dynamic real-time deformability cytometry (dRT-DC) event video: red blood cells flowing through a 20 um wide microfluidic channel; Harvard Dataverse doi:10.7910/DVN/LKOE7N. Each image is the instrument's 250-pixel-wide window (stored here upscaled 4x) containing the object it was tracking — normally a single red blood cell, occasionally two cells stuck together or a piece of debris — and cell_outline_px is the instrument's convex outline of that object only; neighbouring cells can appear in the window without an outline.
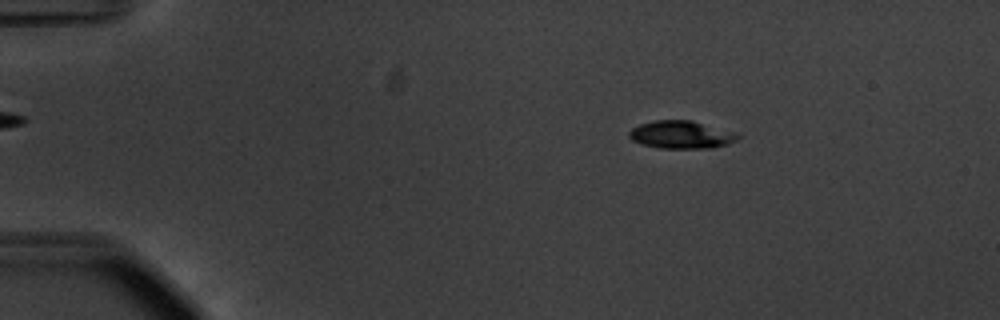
{"species": "common noctule bat (a hibernating species)", "species_latin": "Nyctalus noctula", "temperature_condition": "warm", "stored_images_in_passage": 55, "camera_frame_rate_fps": 3000, "um_per_image_px": 0.085, "animal": {"sex": "male", "body_mass_g": 20.1, "forearm_length_mm": 53.5}, "frame": {"image": 1, "passage_image": 9, "time_ms": 2.667, "image_size_px": [1000, 320], "cell_outline_px": [[740, 136], [736, 140], [728, 144], [712, 148], [660, 148], [644, 144], [632, 140], [628, 136], [628, 132], [632, 128], [640, 124], [652, 120], [692, 120], [736, 132]], "centroid_in_image_um": [57.91, 11.44], "position_along_channel_um": 27.1, "area_um2": 17.63}}
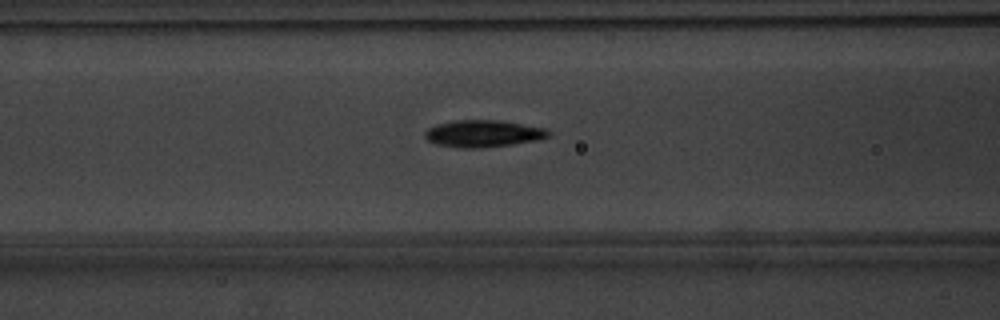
{"frame": {"image": 2, "passage_image": 23, "time_ms": 7.333, "image_size_px": [1000, 320], "cell_outline_px": [[552, 132], [548, 136], [536, 140], [512, 144], [476, 148], [464, 148], [436, 144], [428, 140], [424, 136], [424, 132], [428, 128], [436, 124], [456, 120], [496, 120], [548, 128]], "centroid_in_image_um": [41.07, 11.34], "position_along_channel_um": 125.5, "area_um2": 19.31}}
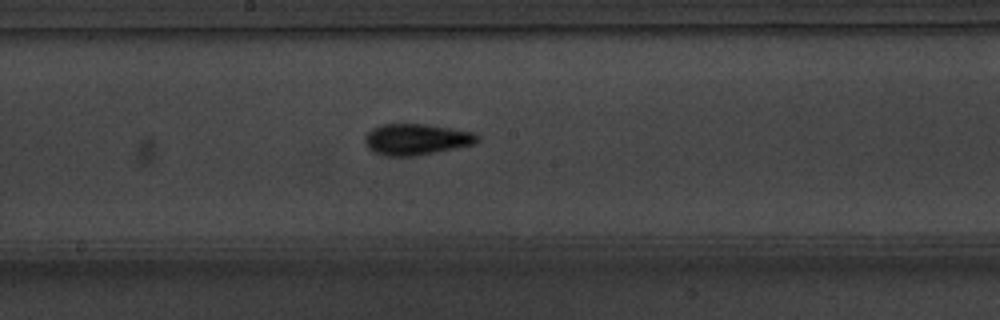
{"frame": {"image": 3, "passage_image": 30, "time_ms": 9.667, "image_size_px": [1000, 320], "cell_outline_px": [[480, 140], [472, 144], [436, 152], [416, 156], [384, 156], [372, 152], [368, 148], [364, 140], [364, 136], [372, 128], [384, 124], [424, 124], [452, 128], [476, 132], [480, 136]], "centroid_in_image_um": [35.38, 11.84], "position_along_channel_um": 212.8, "area_um2": 20.58}, "authors_computed_cell_mechanics": {"area_um2": 18.0914, "velocity_mm_per_s": 3.7337, "shape_relaxation_time_tau1_ms": 2.6624, "shape_relaxation_time_tau2_ms": 3.9974, "deformation_change_tau1": 0.1665, "deformation_change_tau2": 0.0836}}